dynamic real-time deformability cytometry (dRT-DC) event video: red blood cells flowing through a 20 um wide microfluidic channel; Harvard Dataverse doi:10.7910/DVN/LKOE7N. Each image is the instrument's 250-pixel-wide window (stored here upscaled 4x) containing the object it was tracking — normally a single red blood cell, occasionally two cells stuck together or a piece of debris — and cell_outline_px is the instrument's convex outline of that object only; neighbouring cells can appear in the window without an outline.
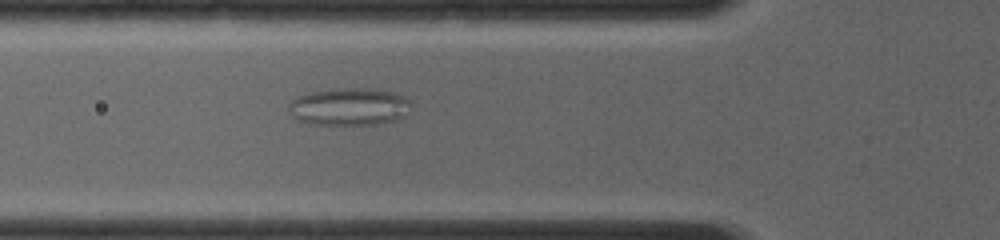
{"species": "common noctule bat (a hibernating species)", "species_latin": "Nyctalus noctula", "temperature_condition": "room temperature", "stored_images_in_passage": 3, "camera_frame_rate_fps": 4000, "um_per_image_px": 0.085, "animal": {"sex": "female", "body_mass_g": 19.0, "forearm_length_mm": 56.7}, "frame": {"image": 1, "passage_image": 3, "time_ms": 1.75, "image_size_px": [1000, 240], "cell_outline_px": [[412, 100], [404, 116], [396, 120], [376, 124], [316, 124], [300, 120], [288, 108], [288, 104], [292, 100], [300, 96], [312, 92], [332, 88], [368, 88], [392, 92], [404, 96]], "centroid_in_image_um": [29.73, 9.05], "position_along_channel_um": 96.1, "area_um2": 26.36}}